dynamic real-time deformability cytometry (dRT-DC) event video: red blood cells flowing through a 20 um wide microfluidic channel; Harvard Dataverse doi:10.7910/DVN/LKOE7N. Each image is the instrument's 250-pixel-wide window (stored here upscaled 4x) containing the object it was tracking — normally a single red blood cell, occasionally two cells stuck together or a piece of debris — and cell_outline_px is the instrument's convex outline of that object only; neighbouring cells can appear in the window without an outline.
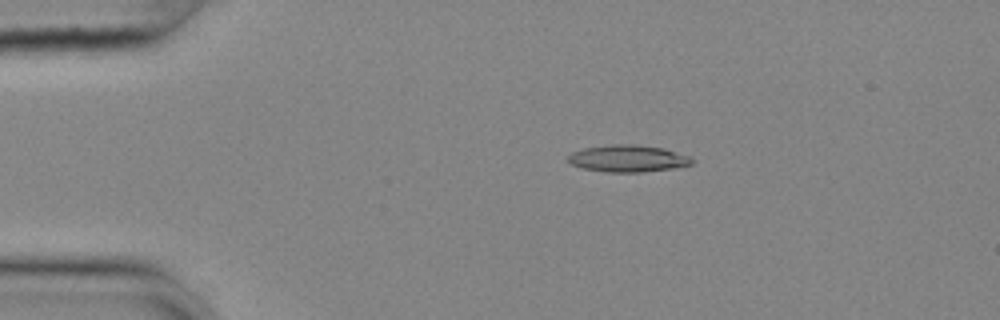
{"species": "common noctule bat (a hibernating species)", "species_latin": "Nyctalus noctula", "temperature_condition": "cold", "stored_images_in_passage": 55, "camera_frame_rate_fps": 3000, "um_per_image_px": 0.085, "animal": {"sex": "female", "body_mass_g": 25.1}, "frame": {"image": 1, "passage_image": 11, "time_ms": 3.333, "image_size_px": [1000, 320], "cell_outline_px": [[696, 160], [692, 164], [672, 168], [644, 172], [604, 172], [584, 168], [572, 164], [568, 160], [568, 156], [572, 152], [584, 148], [612, 144], [636, 144], [664, 148], [692, 156]], "centroid_in_image_um": [53.43, 13.46], "position_along_channel_um": 31.6, "area_um2": 19.59}}
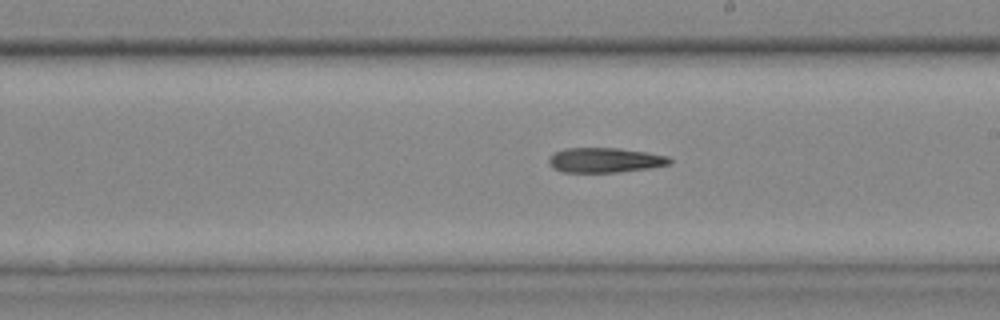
{"frame": {"image": 2, "passage_image": 32, "time_ms": 10.333, "image_size_px": [1000, 320], "cell_outline_px": [[672, 164], [652, 168], [620, 172], [560, 172], [552, 168], [548, 164], [548, 156], [564, 148], [620, 148], [648, 152], [668, 156], [672, 160]], "centroid_in_image_um": [51.43, 13.61], "position_along_channel_um": 237.6, "area_um2": 17.86}}
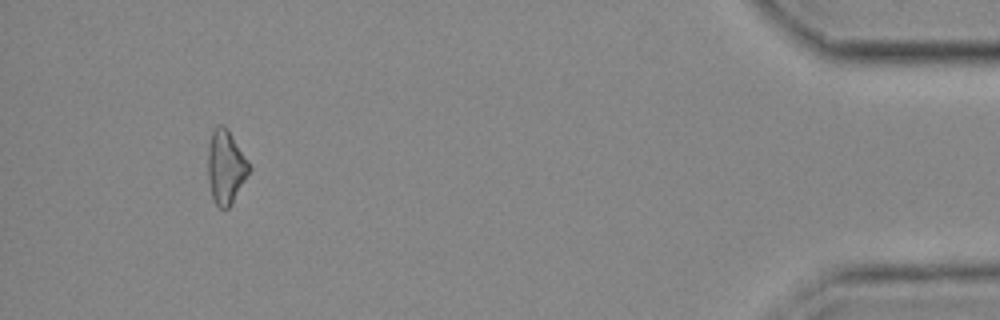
{"frame": {"image": 3, "passage_image": 52, "time_ms": 17.0, "image_size_px": [1000, 320], "cell_outline_px": [[252, 168], [232, 204], [228, 208], [220, 208], [212, 200], [208, 180], [208, 144], [212, 132], [216, 124], [224, 124], [228, 128], [248, 160]], "centroid_in_image_um": [19.19, 14.17], "position_along_channel_um": 416.0, "area_um2": 18.09}}